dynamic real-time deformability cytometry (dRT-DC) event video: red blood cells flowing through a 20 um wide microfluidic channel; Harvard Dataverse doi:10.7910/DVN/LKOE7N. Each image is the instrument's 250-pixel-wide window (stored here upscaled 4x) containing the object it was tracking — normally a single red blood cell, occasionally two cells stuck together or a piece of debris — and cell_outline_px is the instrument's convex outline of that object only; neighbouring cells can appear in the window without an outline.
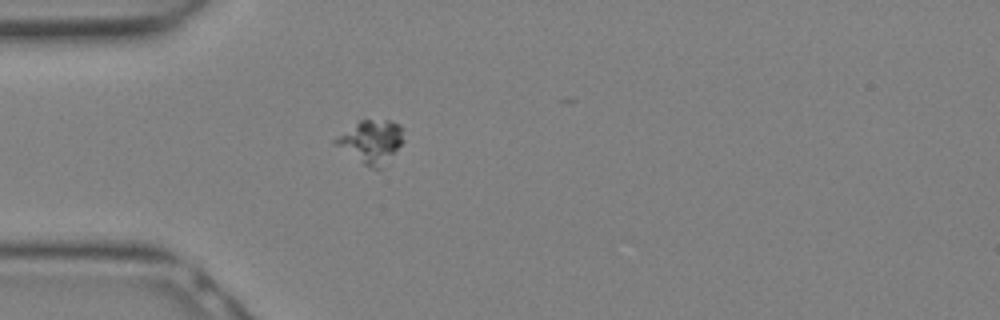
{"species": "Egyptian fruit bat (a non-hibernating species)", "species_latin": "Rousettus aegyptiacus", "temperature_condition": "warm", "stored_images_in_passage": 7, "camera_frame_rate_fps": 3000, "um_per_image_px": 0.085, "animal": {"sex": "female"}, "frame": {"image": 1, "passage_image": 1, "time_ms": 0.0, "image_size_px": [1000, 320], "cell_outline_px": [[404, 140], [384, 168], [372, 168], [364, 164], [332, 144], [332, 140], [360, 120], [392, 120], [400, 124], [404, 128]], "centroid_in_image_um": [31.59, 12.03], "position_along_channel_um": 53.4, "area_um2": 17.28}}
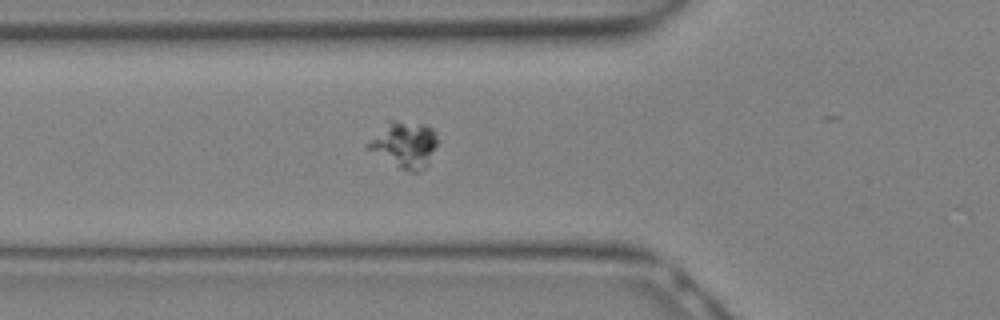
{"frame": {"image": 2, "passage_image": 3, "time_ms": 0.667, "image_size_px": [1000, 320], "cell_outline_px": [[436, 144], [428, 164], [420, 172], [408, 172], [400, 168], [368, 148], [368, 144], [388, 120], [392, 120], [424, 124], [432, 128], [436, 136]], "centroid_in_image_um": [34.43, 12.29], "position_along_channel_um": 91.4, "area_um2": 18.03}}
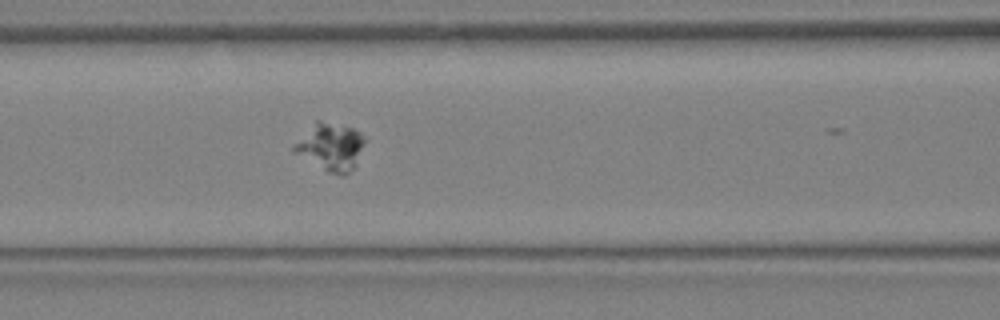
{"frame": {"image": 3, "passage_image": 5, "time_ms": 1.333, "image_size_px": [1000, 320], "cell_outline_px": [[368, 140], [356, 164], [344, 176], [340, 176], [328, 172], [292, 152], [292, 148], [316, 120], [320, 120], [352, 128], [360, 132]], "centroid_in_image_um": [28.15, 12.49], "position_along_channel_um": 138.4, "area_um2": 19.48}}